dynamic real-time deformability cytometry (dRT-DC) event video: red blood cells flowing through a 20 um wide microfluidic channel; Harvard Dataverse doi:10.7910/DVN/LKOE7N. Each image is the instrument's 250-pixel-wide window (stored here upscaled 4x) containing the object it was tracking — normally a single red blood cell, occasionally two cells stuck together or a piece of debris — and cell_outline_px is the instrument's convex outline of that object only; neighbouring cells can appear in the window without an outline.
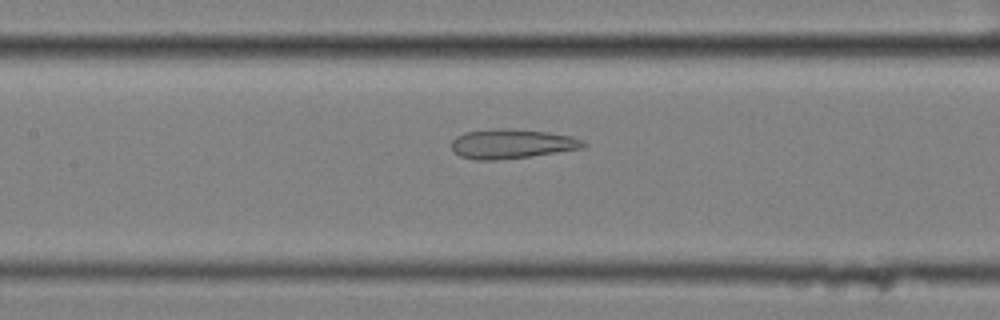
{"species": "common noctule bat (a hibernating species)", "species_latin": "Nyctalus noctula", "temperature_condition": "cold", "stored_images_in_passage": 50, "camera_frame_rate_fps": 3000, "um_per_image_px": 0.085, "animal": {"sex": "female", "body_mass_g": 25.1}, "frame": {"image": 1, "passage_image": 19, "time_ms": 6.0, "image_size_px": [1000, 320], "cell_outline_px": [[588, 144], [584, 148], [532, 156], [496, 160], [476, 160], [460, 156], [452, 152], [452, 140], [456, 136], [464, 132], [492, 128], [508, 128], [548, 132], [572, 136], [584, 140]], "centroid_in_image_um": [43.5, 12.22], "position_along_channel_um": 163.9, "area_um2": 23.0}}
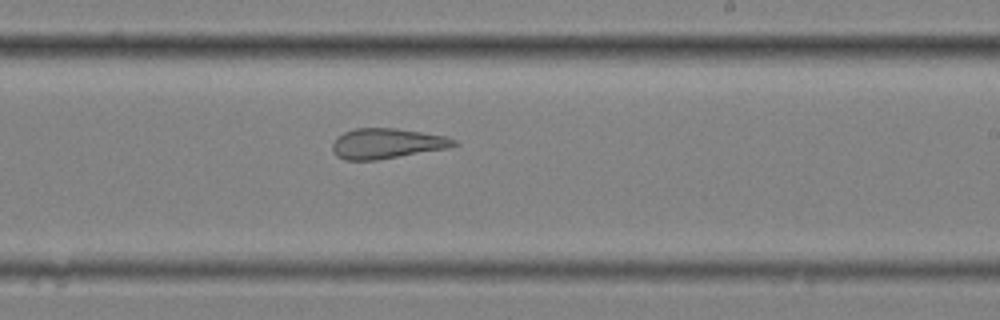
{"frame": {"image": 2, "passage_image": 27, "time_ms": 8.667, "image_size_px": [1000, 320], "cell_outline_px": [[460, 144], [448, 148], [376, 160], [344, 160], [336, 156], [332, 152], [332, 144], [336, 136], [344, 132], [356, 128], [396, 128], [444, 136], [456, 140]], "centroid_in_image_um": [32.84, 12.2], "position_along_channel_um": 256.2, "area_um2": 21.44}}
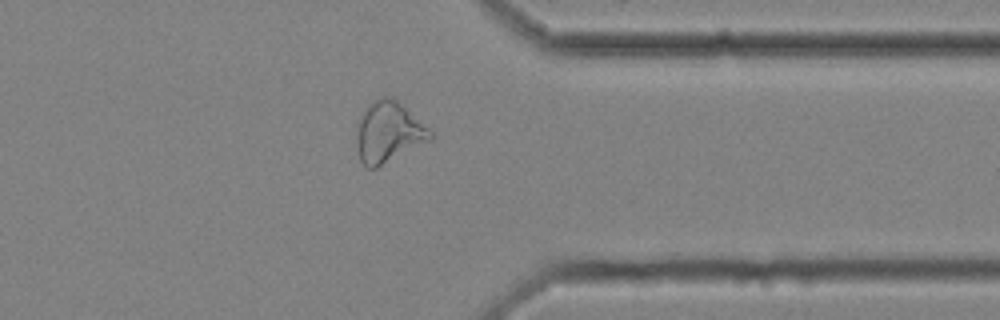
{"frame": {"image": 3, "passage_image": 38, "time_ms": 12.333, "image_size_px": [1000, 320], "cell_outline_px": [[436, 136], [432, 140], [376, 168], [364, 168], [360, 160], [356, 140], [356, 120], [364, 108], [376, 100], [384, 96], [392, 96], [428, 128]], "centroid_in_image_um": [32.99, 11.25], "position_along_channel_um": 378.4, "area_um2": 26.36}, "authors_computed_cell_mechanics": {"area_um2": 26.8192, "velocity_mm_per_s": 3.4644, "shape_relaxation_time_tau1_ms": null, "shape_relaxation_time_tau2_ms": 2.2127, "deformation_change_tau1": null, "deformation_change_tau2": 0.1238}}